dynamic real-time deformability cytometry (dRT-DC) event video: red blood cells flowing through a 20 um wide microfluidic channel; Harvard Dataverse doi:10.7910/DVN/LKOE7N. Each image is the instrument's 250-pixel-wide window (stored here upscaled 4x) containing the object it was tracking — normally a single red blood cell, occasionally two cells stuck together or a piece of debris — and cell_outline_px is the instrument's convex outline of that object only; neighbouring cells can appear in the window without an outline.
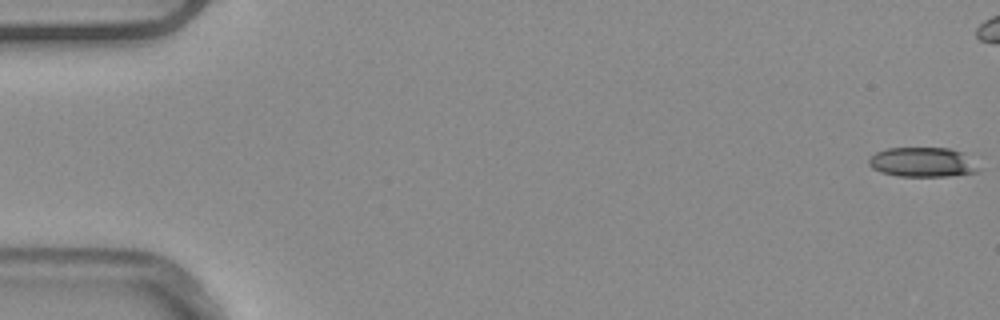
{"species": "common noctule bat (a hibernating species)", "species_latin": "Nyctalus noctula", "temperature_condition": "warm", "stored_images_in_passage": 54, "camera_frame_rate_fps": 3000, "um_per_image_px": 0.085, "animal": {"sex": "male", "body_mass_g": 20.4}, "frame": {"image": 1, "passage_image": 1, "time_ms": 0.0, "image_size_px": [1000, 320], "cell_outline_px": [[980, 168], [976, 172], [948, 176], [896, 176], [880, 172], [872, 168], [868, 164], [868, 156], [876, 152], [888, 148], [948, 148], [964, 152]], "centroid_in_image_um": [78.38, 13.78], "position_along_channel_um": 6.6, "area_um2": 19.07}}
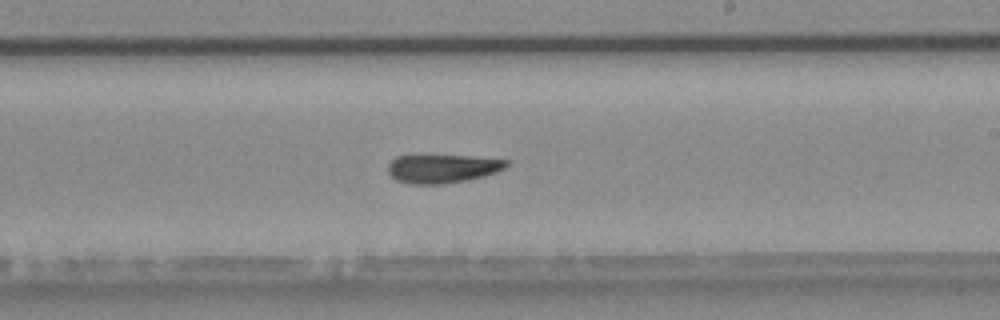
{"frame": {"image": 2, "passage_image": 32, "time_ms": 10.333, "image_size_px": [1000, 320], "cell_outline_px": [[512, 160], [504, 168], [496, 172], [484, 176], [468, 180], [444, 184], [412, 184], [396, 180], [388, 172], [388, 164], [396, 156], [468, 156]], "centroid_in_image_um": [37.63, 14.34], "position_along_channel_um": 251.4, "area_um2": 19.65}, "authors_computed_cell_mechanics": {"area_um2": 20.3167, "velocity_mm_per_s": 3.8959, "shape_relaxation_time_tau1_ms": null, "shape_relaxation_time_tau2_ms": 2.4875, "deformation_change_tau1": null, "deformation_change_tau2": 0.1139}}